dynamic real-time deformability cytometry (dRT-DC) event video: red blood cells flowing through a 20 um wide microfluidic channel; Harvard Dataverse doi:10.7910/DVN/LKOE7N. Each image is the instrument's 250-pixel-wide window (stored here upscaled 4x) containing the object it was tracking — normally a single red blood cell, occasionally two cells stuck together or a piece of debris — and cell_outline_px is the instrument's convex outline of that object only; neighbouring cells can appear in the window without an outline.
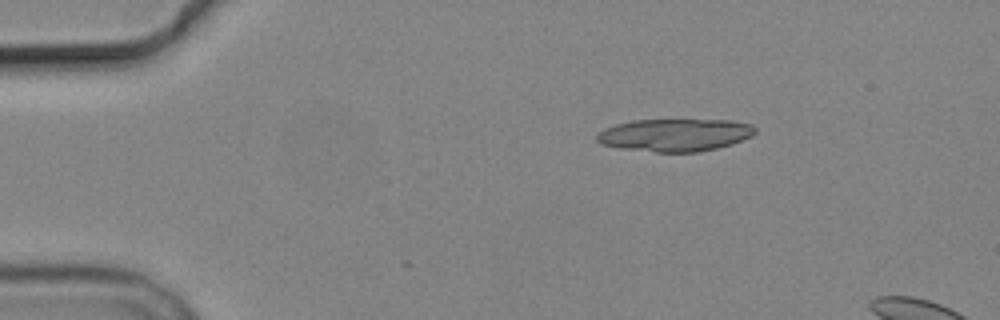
{"species": "common noctule bat (a hibernating species)", "species_latin": "Nyctalus noctula", "temperature_condition": "cold", "stored_images_in_passage": 5, "camera_frame_rate_fps": 3000, "um_per_image_px": 0.085, "animal": {"sex": "male", "body_mass_g": 19.2, "forearm_length_mm": 51.8}, "frame": {"image": 1, "passage_image": 3, "time_ms": 2.333, "image_size_px": [1000, 320], "cell_outline_px": [[756, 132], [752, 136], [732, 144], [716, 148], [696, 152], [656, 152], [620, 148], [600, 144], [596, 140], [596, 136], [604, 128], [616, 124], [632, 120], [732, 120], [752, 124], [756, 128]], "centroid_in_image_um": [57.38, 11.47], "position_along_channel_um": 27.6, "area_um2": 30.17}}